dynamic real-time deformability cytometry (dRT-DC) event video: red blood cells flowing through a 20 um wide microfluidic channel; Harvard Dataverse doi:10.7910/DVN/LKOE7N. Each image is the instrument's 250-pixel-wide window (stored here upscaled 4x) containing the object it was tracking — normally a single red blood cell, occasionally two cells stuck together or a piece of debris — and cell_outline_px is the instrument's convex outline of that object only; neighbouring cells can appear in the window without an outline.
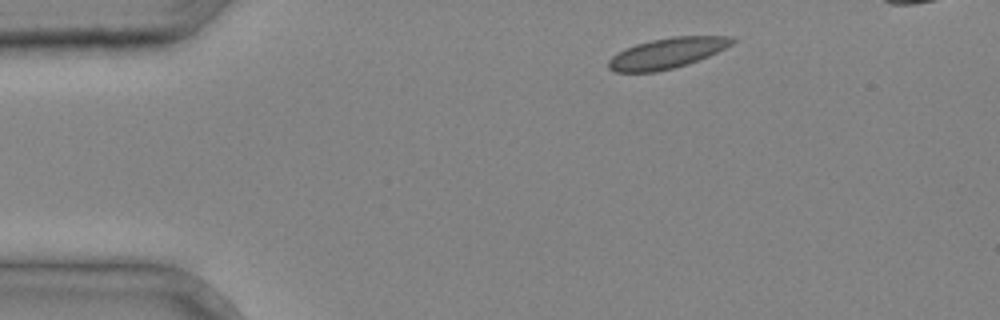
{"species": "common noctule bat (a hibernating species)", "species_latin": "Nyctalus noctula", "temperature_condition": "cold", "stored_images_in_passage": 3, "camera_frame_rate_fps": 3000, "um_per_image_px": 0.085, "animal": {"sex": "male", "body_mass_g": 20.4}, "frame": {"image": 1, "passage_image": 1, "time_ms": 0.0, "image_size_px": [1000, 320], "cell_outline_px": [[736, 40], [732, 44], [708, 56], [688, 64], [656, 72], [616, 72], [608, 68], [608, 60], [612, 56], [624, 48], [636, 44], [652, 40], [672, 36], [732, 36]], "centroid_in_image_um": [56.68, 4.51], "position_along_channel_um": 28.3, "area_um2": 21.91}}